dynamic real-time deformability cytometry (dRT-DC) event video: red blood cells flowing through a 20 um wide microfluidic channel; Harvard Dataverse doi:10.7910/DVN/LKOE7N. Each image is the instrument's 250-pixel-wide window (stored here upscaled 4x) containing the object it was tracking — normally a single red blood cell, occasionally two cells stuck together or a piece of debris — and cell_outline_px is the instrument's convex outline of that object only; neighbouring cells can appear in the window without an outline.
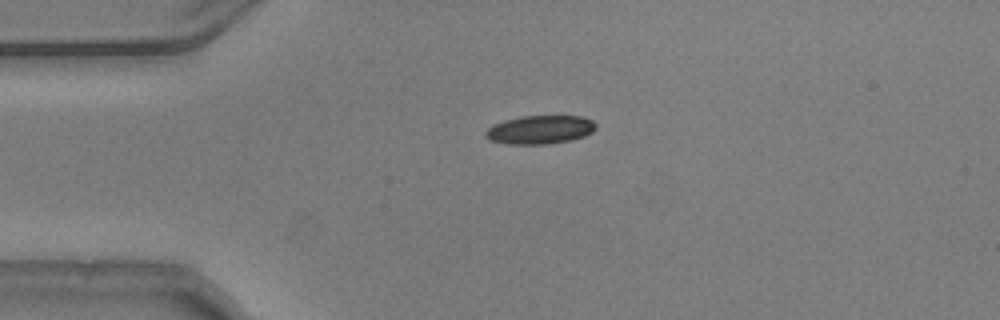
{"species": "common noctule bat (a hibernating species)", "species_latin": "Nyctalus noctula", "temperature_condition": "warm", "stored_images_in_passage": 40, "camera_frame_rate_fps": 3000, "um_per_image_px": 0.085, "animal": {"sex": "male", "body_mass_g": 20.5, "forearm_length_mm": 52.5}, "frame": {"image": 1, "passage_image": 1, "time_ms": 0.0, "image_size_px": [1000, 320], "cell_outline_px": [[596, 128], [592, 132], [584, 136], [572, 140], [548, 144], [508, 144], [488, 140], [484, 136], [484, 132], [492, 124], [504, 120], [520, 116], [584, 116], [592, 120], [596, 124]], "centroid_in_image_um": [45.88, 11.02], "position_along_channel_um": 39.1, "area_um2": 18.61}}
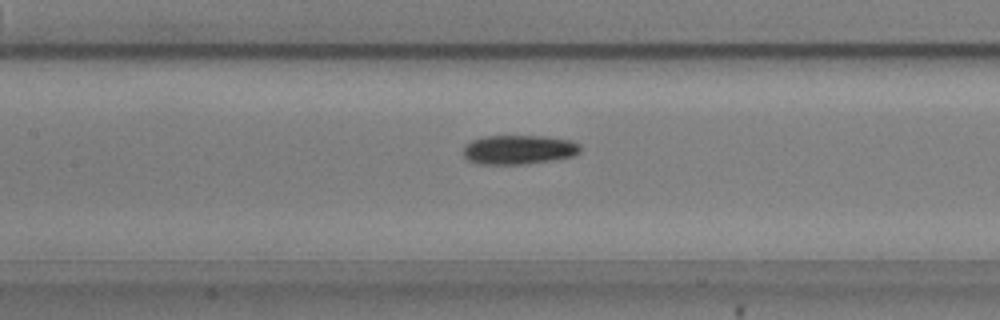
{"frame": {"image": 2, "passage_image": 13, "time_ms": 4.0, "image_size_px": [1000, 320], "cell_outline_px": [[580, 152], [576, 156], [552, 160], [524, 164], [480, 164], [468, 160], [464, 156], [464, 144], [472, 140], [484, 136], [544, 136], [572, 140], [580, 144]], "centroid_in_image_um": [44.12, 12.72], "position_along_channel_um": 163.3, "area_um2": 20.11}}
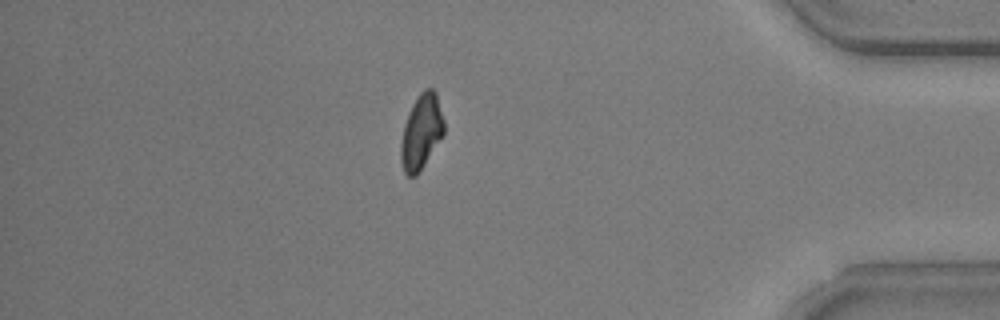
{"frame": {"image": 3, "passage_image": 35, "time_ms": 11.333, "image_size_px": [1000, 320], "cell_outline_px": [[444, 132], [424, 164], [416, 176], [408, 176], [404, 172], [400, 160], [400, 144], [404, 124], [412, 104], [420, 92], [424, 88], [432, 88], [436, 92], [444, 120]], "centroid_in_image_um": [35.79, 11.18], "position_along_channel_um": 399.4, "area_um2": 18.67}, "authors_computed_cell_mechanics": {"area_um2": 19.7965, "velocity_mm_per_s": 3.7503, "shape_relaxation_time_tau1_ms": 4.6513, "shape_relaxation_time_tau2_ms": null, "deformation_change_tau1": 0.1653, "deformation_change_tau2": null}}